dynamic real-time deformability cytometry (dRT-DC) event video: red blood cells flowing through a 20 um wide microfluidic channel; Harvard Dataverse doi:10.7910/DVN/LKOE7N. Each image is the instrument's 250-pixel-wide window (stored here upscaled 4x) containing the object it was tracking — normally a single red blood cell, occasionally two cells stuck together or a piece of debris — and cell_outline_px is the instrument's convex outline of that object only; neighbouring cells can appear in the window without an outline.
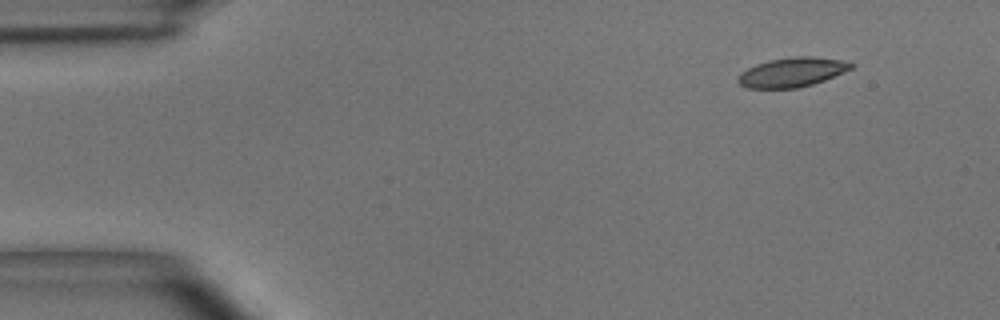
{"species": "common noctule bat (a hibernating species)", "species_latin": "Nyctalus noctula", "temperature_condition": "room temperature", "stored_images_in_passage": 50, "camera_frame_rate_fps": 3000, "um_per_image_px": 0.085, "animal": {"sex": "male", "body_mass_g": 15.6}, "frame": {"image": 1, "passage_image": 1, "time_ms": 0.0, "image_size_px": [1000, 320], "cell_outline_px": [[856, 64], [852, 68], [824, 80], [800, 88], [748, 88], [740, 84], [736, 80], [740, 72], [756, 64], [768, 60], [796, 56], [812, 56], [840, 60]], "centroid_in_image_um": [67.3, 6.14], "position_along_channel_um": 17.7, "area_um2": 19.31}}
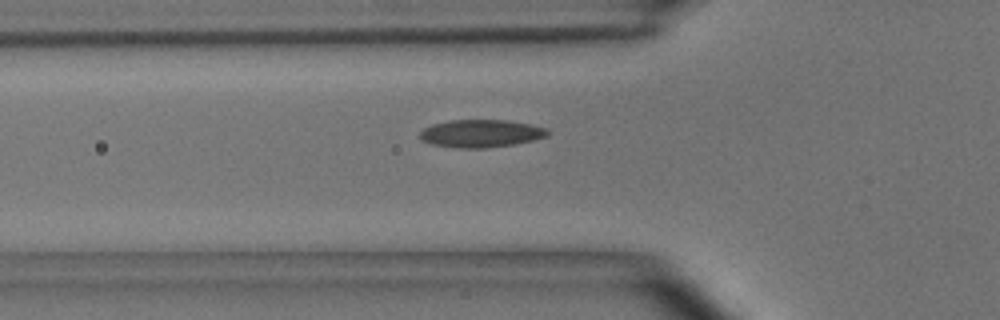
{"frame": {"image": 2, "passage_image": 14, "time_ms": 4.333, "image_size_px": [1000, 320], "cell_outline_px": [[552, 132], [548, 136], [536, 140], [516, 144], [484, 148], [456, 148], [432, 144], [420, 140], [420, 132], [424, 128], [432, 124], [448, 120], [508, 120], [548, 128]], "centroid_in_image_um": [40.92, 11.35], "position_along_channel_um": 84.9, "area_um2": 20.92}}
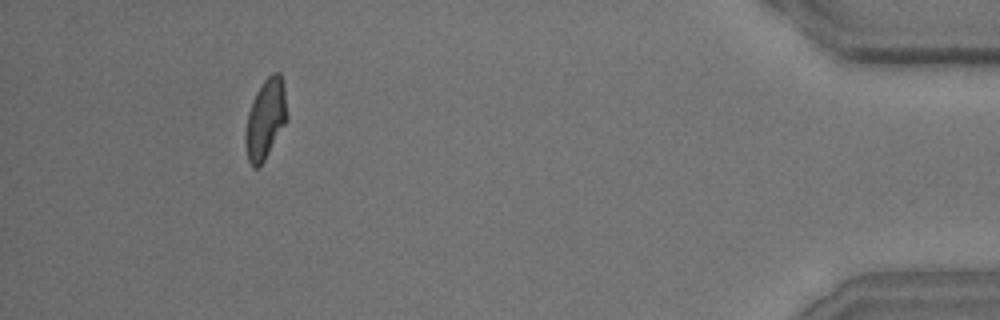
{"frame": {"image": 3, "passage_image": 46, "time_ms": 15.0, "image_size_px": [1000, 320], "cell_outline_px": [[288, 120], [264, 160], [256, 168], [252, 168], [248, 160], [244, 144], [244, 132], [248, 112], [256, 92], [264, 80], [272, 72], [280, 72], [284, 84], [288, 116]], "centroid_in_image_um": [22.57, 10.11], "position_along_channel_um": 412.6, "area_um2": 19.65}, "authors_computed_cell_mechanics": {"area_um2": 19.9121, "velocity_mm_per_s": 3.6467, "shape_relaxation_time_tau1_ms": 5.0186, "shape_relaxation_time_tau2_ms": 1.9522, "deformation_change_tau1": 0.1517, "deformation_change_tau2": 0.0877}}